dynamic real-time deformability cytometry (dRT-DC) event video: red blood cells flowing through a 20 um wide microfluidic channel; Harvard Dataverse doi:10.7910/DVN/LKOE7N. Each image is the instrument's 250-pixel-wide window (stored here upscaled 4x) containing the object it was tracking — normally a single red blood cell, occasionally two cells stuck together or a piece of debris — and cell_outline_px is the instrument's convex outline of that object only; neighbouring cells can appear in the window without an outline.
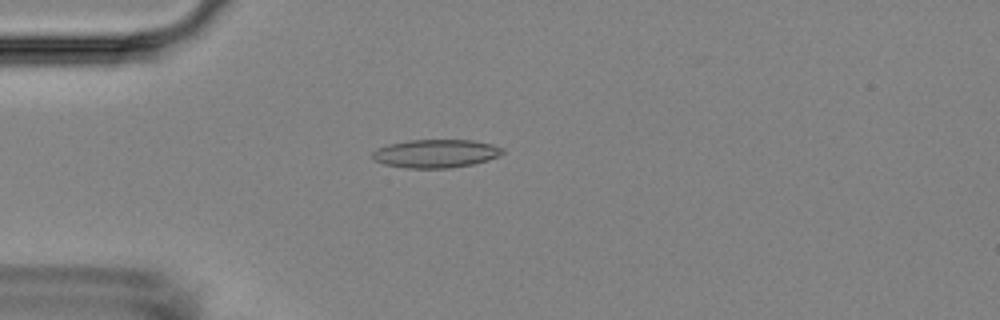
{"species": "Egyptian fruit bat (a non-hibernating species)", "species_latin": "Rousettus aegyptiacus", "temperature_condition": "room temperature", "stored_images_in_passage": 4, "camera_frame_rate_fps": 3000, "um_per_image_px": 0.085, "animal": {"sex": "female"}, "frame": {"image": 1, "passage_image": 4, "time_ms": 4.333, "image_size_px": [1000, 320], "cell_outline_px": [[504, 152], [488, 160], [472, 164], [448, 168], [408, 168], [384, 164], [372, 160], [372, 152], [376, 148], [388, 144], [412, 140], [472, 140], [492, 144], [504, 148]], "centroid_in_image_um": [37.01, 13.05], "position_along_channel_um": 48.0, "area_um2": 21.44}}